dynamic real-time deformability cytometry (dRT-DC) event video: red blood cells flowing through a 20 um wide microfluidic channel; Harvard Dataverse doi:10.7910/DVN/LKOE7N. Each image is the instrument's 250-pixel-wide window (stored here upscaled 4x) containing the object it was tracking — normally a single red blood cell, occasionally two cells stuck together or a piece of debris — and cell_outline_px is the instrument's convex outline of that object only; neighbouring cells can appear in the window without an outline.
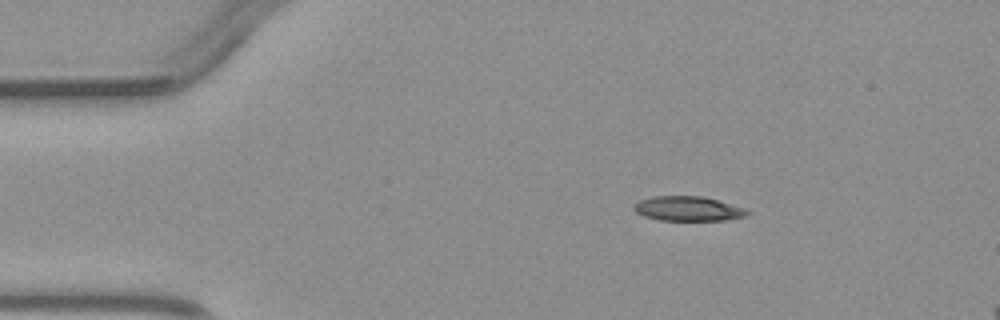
{"species": "common noctule bat (a hibernating species)", "species_latin": "Nyctalus noctula", "temperature_condition": "warm", "stored_images_in_passage": 4, "camera_frame_rate_fps": 3000, "um_per_image_px": 0.085, "animal": {"sex": "male", "body_mass_g": 23.1, "forearm_length_mm": 52.7}, "frame": {"image": 1, "passage_image": 2, "time_ms": 1.333, "image_size_px": [1000, 320], "cell_outline_px": [[752, 212], [748, 216], [728, 220], [660, 220], [644, 216], [636, 212], [632, 208], [632, 204], [640, 200], [652, 196], [704, 196], [744, 208]], "centroid_in_image_um": [58.49, 17.74], "position_along_channel_um": 26.5, "area_um2": 16.42}}
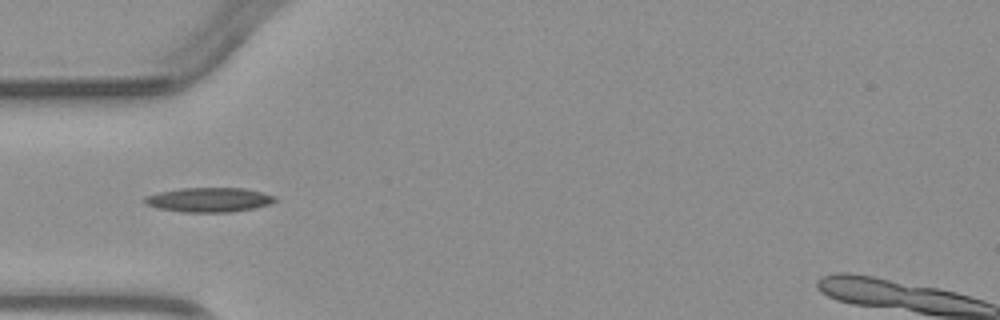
{"frame": {"image": 2, "passage_image": 4, "time_ms": 3.667, "image_size_px": [1000, 320], "cell_outline_px": [[280, 200], [272, 204], [256, 208], [232, 212], [184, 212], [160, 208], [144, 204], [144, 196], [160, 192], [180, 188], [244, 188], [264, 192], [276, 196]], "centroid_in_image_um": [17.86, 16.98], "position_along_channel_um": 67.1, "area_um2": 18.84}}